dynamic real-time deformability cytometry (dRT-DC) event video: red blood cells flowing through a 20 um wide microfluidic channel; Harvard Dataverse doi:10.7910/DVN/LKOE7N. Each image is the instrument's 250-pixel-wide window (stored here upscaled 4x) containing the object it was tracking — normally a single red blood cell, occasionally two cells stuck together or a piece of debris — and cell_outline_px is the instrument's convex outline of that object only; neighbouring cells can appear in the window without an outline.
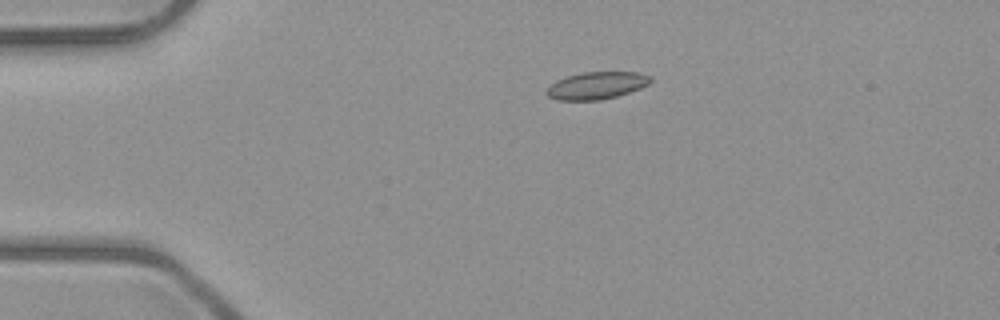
{"species": "common noctule bat (a hibernating species)", "species_latin": "Nyctalus noctula", "temperature_condition": "room temperature", "stored_images_in_passage": 5, "camera_frame_rate_fps": 3000, "um_per_image_px": 0.085, "animal": {"sex": "male", "body_mass_g": 23.1, "forearm_length_mm": 52.7}, "frame": {"image": 1, "passage_image": 4, "time_ms": 3.667, "image_size_px": [1000, 320], "cell_outline_px": [[652, 80], [648, 84], [640, 88], [616, 96], [600, 100], [556, 100], [548, 96], [544, 92], [556, 80], [580, 72], [636, 72], [652, 76]], "centroid_in_image_um": [50.7, 7.26], "position_along_channel_um": 34.3, "area_um2": 16.47}}